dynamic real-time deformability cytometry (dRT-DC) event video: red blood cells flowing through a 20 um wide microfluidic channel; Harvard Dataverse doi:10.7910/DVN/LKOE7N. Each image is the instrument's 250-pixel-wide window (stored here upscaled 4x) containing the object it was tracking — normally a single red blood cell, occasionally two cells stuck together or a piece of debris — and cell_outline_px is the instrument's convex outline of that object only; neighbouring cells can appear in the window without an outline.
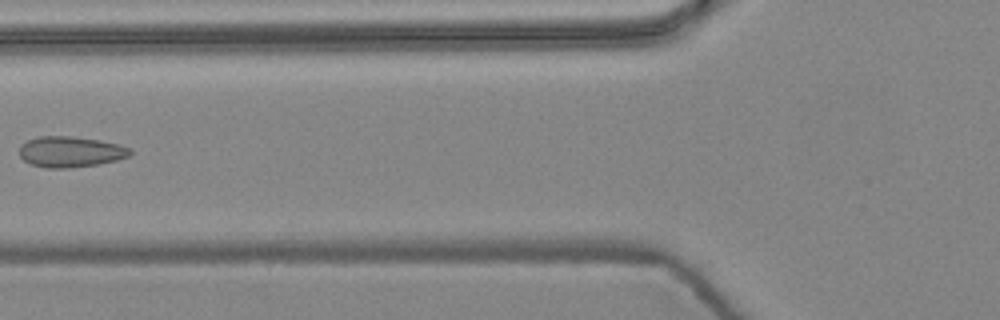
{"species": "common noctule bat (a hibernating species)", "species_latin": "Nyctalus noctula", "temperature_condition": "warm", "stored_images_in_passage": 6, "camera_frame_rate_fps": 3000, "um_per_image_px": 0.085, "animal": {"sex": "female", "body_mass_g": 24.6, "forearm_length_mm": 56.2}, "frame": {"image": 1, "passage_image": 5, "time_ms": 1.333, "image_size_px": [1000, 320], "cell_outline_px": [[132, 152], [128, 156], [116, 160], [96, 164], [68, 168], [48, 168], [32, 164], [24, 160], [20, 156], [20, 144], [28, 140], [40, 136], [72, 136], [100, 140], [120, 144], [132, 148]], "centroid_in_image_um": [6.0, 12.89], "position_along_channel_um": 119.8, "area_um2": 19.83}}
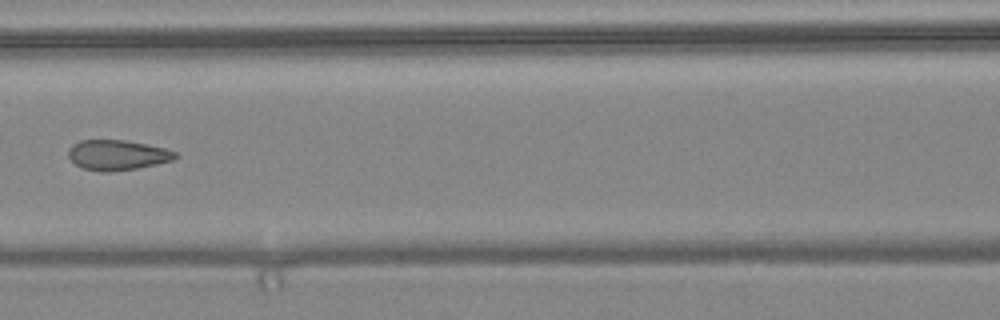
{"frame": {"image": 2, "passage_image": 6, "time_ms": 1.667, "image_size_px": [1000, 320], "cell_outline_px": [[180, 156], [172, 160], [156, 164], [136, 168], [108, 172], [100, 172], [84, 168], [76, 164], [68, 156], [68, 148], [72, 144], [80, 140], [124, 140], [164, 148], [176, 152]], "centroid_in_image_um": [9.96, 13.17], "position_along_channel_um": 156.6, "area_um2": 18.67}}